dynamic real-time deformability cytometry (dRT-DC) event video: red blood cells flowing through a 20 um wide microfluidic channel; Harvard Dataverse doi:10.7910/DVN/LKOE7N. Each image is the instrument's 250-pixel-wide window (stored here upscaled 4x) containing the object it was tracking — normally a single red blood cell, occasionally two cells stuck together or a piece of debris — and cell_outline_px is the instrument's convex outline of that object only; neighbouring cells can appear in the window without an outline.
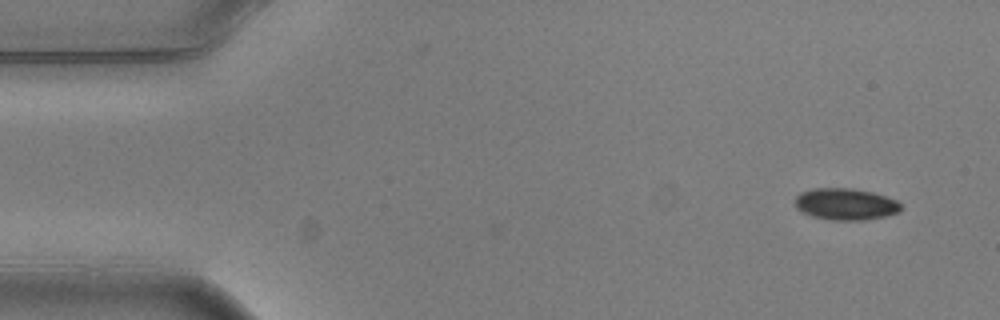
{"species": "common noctule bat (a hibernating species)", "species_latin": "Nyctalus noctula", "temperature_condition": "warm", "stored_images_in_passage": 4, "camera_frame_rate_fps": 3000, "um_per_image_px": 0.085, "animal": {"sex": "male", "body_mass_g": 20.5, "forearm_length_mm": 52.5}, "frame": {"image": 1, "passage_image": 1, "time_ms": 0.0, "image_size_px": [1000, 320], "cell_outline_px": [[900, 212], [884, 216], [864, 220], [832, 220], [812, 216], [800, 212], [796, 208], [796, 196], [800, 192], [812, 188], [852, 188], [872, 192], [896, 200], [900, 204]], "centroid_in_image_um": [71.84, 17.35], "position_along_channel_um": 13.2, "area_um2": 19.54}}
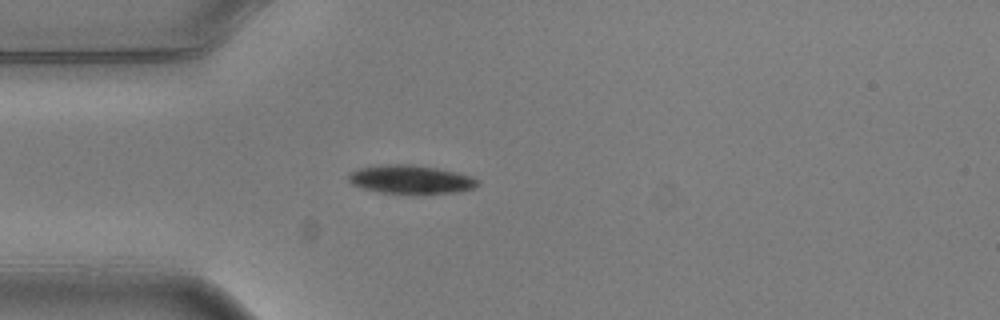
{"frame": {"image": 2, "passage_image": 4, "time_ms": 1.0, "image_size_px": [1000, 320], "cell_outline_px": [[480, 184], [476, 188], [460, 192], [380, 192], [364, 188], [352, 184], [348, 180], [348, 172], [360, 168], [388, 164], [412, 164], [436, 168], [456, 172], [472, 176], [480, 180]], "centroid_in_image_um": [34.95, 15.23], "position_along_channel_um": 50.0, "area_um2": 21.15}}